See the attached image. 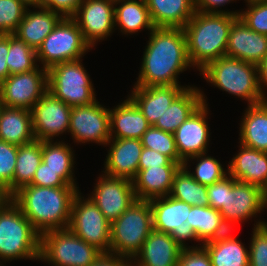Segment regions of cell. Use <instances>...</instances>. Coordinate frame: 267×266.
Instances as JSON below:
<instances>
[{
  "label": "cell",
  "instance_id": "obj_1",
  "mask_svg": "<svg viewBox=\"0 0 267 266\" xmlns=\"http://www.w3.org/2000/svg\"><path fill=\"white\" fill-rule=\"evenodd\" d=\"M189 67L184 29L155 27L150 31L135 86L179 85L178 75Z\"/></svg>",
  "mask_w": 267,
  "mask_h": 266
},
{
  "label": "cell",
  "instance_id": "obj_2",
  "mask_svg": "<svg viewBox=\"0 0 267 266\" xmlns=\"http://www.w3.org/2000/svg\"><path fill=\"white\" fill-rule=\"evenodd\" d=\"M79 187H42L25 185L10 199L40 233L67 229Z\"/></svg>",
  "mask_w": 267,
  "mask_h": 266
},
{
  "label": "cell",
  "instance_id": "obj_3",
  "mask_svg": "<svg viewBox=\"0 0 267 266\" xmlns=\"http://www.w3.org/2000/svg\"><path fill=\"white\" fill-rule=\"evenodd\" d=\"M239 15L196 11L184 26L191 65L202 70L209 62L226 56L229 31Z\"/></svg>",
  "mask_w": 267,
  "mask_h": 266
},
{
  "label": "cell",
  "instance_id": "obj_4",
  "mask_svg": "<svg viewBox=\"0 0 267 266\" xmlns=\"http://www.w3.org/2000/svg\"><path fill=\"white\" fill-rule=\"evenodd\" d=\"M41 234L9 198L0 208V260L40 259Z\"/></svg>",
  "mask_w": 267,
  "mask_h": 266
},
{
  "label": "cell",
  "instance_id": "obj_5",
  "mask_svg": "<svg viewBox=\"0 0 267 266\" xmlns=\"http://www.w3.org/2000/svg\"><path fill=\"white\" fill-rule=\"evenodd\" d=\"M199 72L207 83L209 82L222 91L248 101V105L262 102L258 66L255 64L222 56L209 62Z\"/></svg>",
  "mask_w": 267,
  "mask_h": 266
},
{
  "label": "cell",
  "instance_id": "obj_6",
  "mask_svg": "<svg viewBox=\"0 0 267 266\" xmlns=\"http://www.w3.org/2000/svg\"><path fill=\"white\" fill-rule=\"evenodd\" d=\"M153 230L152 211L147 200L137 199L111 222L110 253L133 260Z\"/></svg>",
  "mask_w": 267,
  "mask_h": 266
},
{
  "label": "cell",
  "instance_id": "obj_7",
  "mask_svg": "<svg viewBox=\"0 0 267 266\" xmlns=\"http://www.w3.org/2000/svg\"><path fill=\"white\" fill-rule=\"evenodd\" d=\"M101 254L68 228L41 234L39 261L52 266H89Z\"/></svg>",
  "mask_w": 267,
  "mask_h": 266
},
{
  "label": "cell",
  "instance_id": "obj_8",
  "mask_svg": "<svg viewBox=\"0 0 267 266\" xmlns=\"http://www.w3.org/2000/svg\"><path fill=\"white\" fill-rule=\"evenodd\" d=\"M82 59L58 63L48 71V91L70 107L90 105L96 101L95 88Z\"/></svg>",
  "mask_w": 267,
  "mask_h": 266
},
{
  "label": "cell",
  "instance_id": "obj_9",
  "mask_svg": "<svg viewBox=\"0 0 267 266\" xmlns=\"http://www.w3.org/2000/svg\"><path fill=\"white\" fill-rule=\"evenodd\" d=\"M90 48L77 22L73 18L63 17L37 49V60L48 70L58 63L82 59Z\"/></svg>",
  "mask_w": 267,
  "mask_h": 266
},
{
  "label": "cell",
  "instance_id": "obj_10",
  "mask_svg": "<svg viewBox=\"0 0 267 266\" xmlns=\"http://www.w3.org/2000/svg\"><path fill=\"white\" fill-rule=\"evenodd\" d=\"M110 228L111 223L94 202L79 192L73 200L68 229L101 253H110Z\"/></svg>",
  "mask_w": 267,
  "mask_h": 266
},
{
  "label": "cell",
  "instance_id": "obj_11",
  "mask_svg": "<svg viewBox=\"0 0 267 266\" xmlns=\"http://www.w3.org/2000/svg\"><path fill=\"white\" fill-rule=\"evenodd\" d=\"M266 206L265 193L260 187L239 182L231 175H226L225 204L219 212L230 230H233L235 224L256 217Z\"/></svg>",
  "mask_w": 267,
  "mask_h": 266
},
{
  "label": "cell",
  "instance_id": "obj_12",
  "mask_svg": "<svg viewBox=\"0 0 267 266\" xmlns=\"http://www.w3.org/2000/svg\"><path fill=\"white\" fill-rule=\"evenodd\" d=\"M153 229L170 234L183 248L185 240L199 241L191 225L186 221L191 210V205L175 199L169 195L149 200Z\"/></svg>",
  "mask_w": 267,
  "mask_h": 266
},
{
  "label": "cell",
  "instance_id": "obj_13",
  "mask_svg": "<svg viewBox=\"0 0 267 266\" xmlns=\"http://www.w3.org/2000/svg\"><path fill=\"white\" fill-rule=\"evenodd\" d=\"M41 68L38 66L29 72L10 75L0 83V97L4 106L32 109L48 91V71Z\"/></svg>",
  "mask_w": 267,
  "mask_h": 266
},
{
  "label": "cell",
  "instance_id": "obj_14",
  "mask_svg": "<svg viewBox=\"0 0 267 266\" xmlns=\"http://www.w3.org/2000/svg\"><path fill=\"white\" fill-rule=\"evenodd\" d=\"M68 132L77 143L106 145L110 140L109 108L97 100L90 105L72 107Z\"/></svg>",
  "mask_w": 267,
  "mask_h": 266
},
{
  "label": "cell",
  "instance_id": "obj_15",
  "mask_svg": "<svg viewBox=\"0 0 267 266\" xmlns=\"http://www.w3.org/2000/svg\"><path fill=\"white\" fill-rule=\"evenodd\" d=\"M71 109L47 91L31 109L35 140L54 141V137L68 132Z\"/></svg>",
  "mask_w": 267,
  "mask_h": 266
},
{
  "label": "cell",
  "instance_id": "obj_16",
  "mask_svg": "<svg viewBox=\"0 0 267 266\" xmlns=\"http://www.w3.org/2000/svg\"><path fill=\"white\" fill-rule=\"evenodd\" d=\"M89 198L111 223L137 200L133 183L122 177L100 175Z\"/></svg>",
  "mask_w": 267,
  "mask_h": 266
},
{
  "label": "cell",
  "instance_id": "obj_17",
  "mask_svg": "<svg viewBox=\"0 0 267 266\" xmlns=\"http://www.w3.org/2000/svg\"><path fill=\"white\" fill-rule=\"evenodd\" d=\"M114 5L115 0H83L72 17L91 49L98 41L107 39L115 29Z\"/></svg>",
  "mask_w": 267,
  "mask_h": 266
},
{
  "label": "cell",
  "instance_id": "obj_18",
  "mask_svg": "<svg viewBox=\"0 0 267 266\" xmlns=\"http://www.w3.org/2000/svg\"><path fill=\"white\" fill-rule=\"evenodd\" d=\"M202 93L203 103L173 133L180 159H187L206 153L209 145V126L207 123L208 104Z\"/></svg>",
  "mask_w": 267,
  "mask_h": 266
},
{
  "label": "cell",
  "instance_id": "obj_19",
  "mask_svg": "<svg viewBox=\"0 0 267 266\" xmlns=\"http://www.w3.org/2000/svg\"><path fill=\"white\" fill-rule=\"evenodd\" d=\"M226 56L258 66L267 56V35L251 30L238 17L229 31Z\"/></svg>",
  "mask_w": 267,
  "mask_h": 266
},
{
  "label": "cell",
  "instance_id": "obj_20",
  "mask_svg": "<svg viewBox=\"0 0 267 266\" xmlns=\"http://www.w3.org/2000/svg\"><path fill=\"white\" fill-rule=\"evenodd\" d=\"M188 87L181 85L134 86L128 97L153 126L172 102Z\"/></svg>",
  "mask_w": 267,
  "mask_h": 266
},
{
  "label": "cell",
  "instance_id": "obj_21",
  "mask_svg": "<svg viewBox=\"0 0 267 266\" xmlns=\"http://www.w3.org/2000/svg\"><path fill=\"white\" fill-rule=\"evenodd\" d=\"M112 142V143H111ZM106 155L105 174L133 180L138 173V164L143 149L140 139H110Z\"/></svg>",
  "mask_w": 267,
  "mask_h": 266
},
{
  "label": "cell",
  "instance_id": "obj_22",
  "mask_svg": "<svg viewBox=\"0 0 267 266\" xmlns=\"http://www.w3.org/2000/svg\"><path fill=\"white\" fill-rule=\"evenodd\" d=\"M181 247L167 233L152 230L140 252L131 262L132 266H178Z\"/></svg>",
  "mask_w": 267,
  "mask_h": 266
},
{
  "label": "cell",
  "instance_id": "obj_23",
  "mask_svg": "<svg viewBox=\"0 0 267 266\" xmlns=\"http://www.w3.org/2000/svg\"><path fill=\"white\" fill-rule=\"evenodd\" d=\"M226 172L237 181L267 189V153L240 144Z\"/></svg>",
  "mask_w": 267,
  "mask_h": 266
},
{
  "label": "cell",
  "instance_id": "obj_24",
  "mask_svg": "<svg viewBox=\"0 0 267 266\" xmlns=\"http://www.w3.org/2000/svg\"><path fill=\"white\" fill-rule=\"evenodd\" d=\"M110 139H141L151 126L136 104L128 97L109 109Z\"/></svg>",
  "mask_w": 267,
  "mask_h": 266
},
{
  "label": "cell",
  "instance_id": "obj_25",
  "mask_svg": "<svg viewBox=\"0 0 267 266\" xmlns=\"http://www.w3.org/2000/svg\"><path fill=\"white\" fill-rule=\"evenodd\" d=\"M32 11L27 8L23 20L19 23L14 35L24 41L35 51L41 46L43 40L53 31L58 22L63 18L60 14L50 9L37 7Z\"/></svg>",
  "mask_w": 267,
  "mask_h": 266
},
{
  "label": "cell",
  "instance_id": "obj_26",
  "mask_svg": "<svg viewBox=\"0 0 267 266\" xmlns=\"http://www.w3.org/2000/svg\"><path fill=\"white\" fill-rule=\"evenodd\" d=\"M180 166L148 167L138 170L132 180L137 199L151 200L170 194L173 177Z\"/></svg>",
  "mask_w": 267,
  "mask_h": 266
},
{
  "label": "cell",
  "instance_id": "obj_27",
  "mask_svg": "<svg viewBox=\"0 0 267 266\" xmlns=\"http://www.w3.org/2000/svg\"><path fill=\"white\" fill-rule=\"evenodd\" d=\"M155 27L184 28L196 12L194 0H145Z\"/></svg>",
  "mask_w": 267,
  "mask_h": 266
},
{
  "label": "cell",
  "instance_id": "obj_28",
  "mask_svg": "<svg viewBox=\"0 0 267 266\" xmlns=\"http://www.w3.org/2000/svg\"><path fill=\"white\" fill-rule=\"evenodd\" d=\"M0 140L16 146L34 141L31 110L4 106L0 114Z\"/></svg>",
  "mask_w": 267,
  "mask_h": 266
},
{
  "label": "cell",
  "instance_id": "obj_29",
  "mask_svg": "<svg viewBox=\"0 0 267 266\" xmlns=\"http://www.w3.org/2000/svg\"><path fill=\"white\" fill-rule=\"evenodd\" d=\"M240 124V144L267 153V102L248 105Z\"/></svg>",
  "mask_w": 267,
  "mask_h": 266
},
{
  "label": "cell",
  "instance_id": "obj_30",
  "mask_svg": "<svg viewBox=\"0 0 267 266\" xmlns=\"http://www.w3.org/2000/svg\"><path fill=\"white\" fill-rule=\"evenodd\" d=\"M230 232L202 244L212 266H249V250Z\"/></svg>",
  "mask_w": 267,
  "mask_h": 266
},
{
  "label": "cell",
  "instance_id": "obj_31",
  "mask_svg": "<svg viewBox=\"0 0 267 266\" xmlns=\"http://www.w3.org/2000/svg\"><path fill=\"white\" fill-rule=\"evenodd\" d=\"M201 92L198 87L186 88L153 126L173 134L203 103Z\"/></svg>",
  "mask_w": 267,
  "mask_h": 266
},
{
  "label": "cell",
  "instance_id": "obj_32",
  "mask_svg": "<svg viewBox=\"0 0 267 266\" xmlns=\"http://www.w3.org/2000/svg\"><path fill=\"white\" fill-rule=\"evenodd\" d=\"M114 6L115 26L120 27L122 33L128 35L155 28L145 0H115Z\"/></svg>",
  "mask_w": 267,
  "mask_h": 266
},
{
  "label": "cell",
  "instance_id": "obj_33",
  "mask_svg": "<svg viewBox=\"0 0 267 266\" xmlns=\"http://www.w3.org/2000/svg\"><path fill=\"white\" fill-rule=\"evenodd\" d=\"M186 221L191 225L199 242L214 240L231 231L218 210L210 206H192Z\"/></svg>",
  "mask_w": 267,
  "mask_h": 266
},
{
  "label": "cell",
  "instance_id": "obj_34",
  "mask_svg": "<svg viewBox=\"0 0 267 266\" xmlns=\"http://www.w3.org/2000/svg\"><path fill=\"white\" fill-rule=\"evenodd\" d=\"M188 167L183 165L176 171L169 196L191 206H209L207 186L194 180Z\"/></svg>",
  "mask_w": 267,
  "mask_h": 266
},
{
  "label": "cell",
  "instance_id": "obj_35",
  "mask_svg": "<svg viewBox=\"0 0 267 266\" xmlns=\"http://www.w3.org/2000/svg\"><path fill=\"white\" fill-rule=\"evenodd\" d=\"M42 162V141L34 140L18 146L13 176V193L32 182L35 171Z\"/></svg>",
  "mask_w": 267,
  "mask_h": 266
},
{
  "label": "cell",
  "instance_id": "obj_36",
  "mask_svg": "<svg viewBox=\"0 0 267 266\" xmlns=\"http://www.w3.org/2000/svg\"><path fill=\"white\" fill-rule=\"evenodd\" d=\"M37 62L36 51L16 35L9 34V49L6 59L9 74L13 75L32 71L39 66Z\"/></svg>",
  "mask_w": 267,
  "mask_h": 266
},
{
  "label": "cell",
  "instance_id": "obj_37",
  "mask_svg": "<svg viewBox=\"0 0 267 266\" xmlns=\"http://www.w3.org/2000/svg\"><path fill=\"white\" fill-rule=\"evenodd\" d=\"M72 150L62 141H42V162L53 171H74L75 154Z\"/></svg>",
  "mask_w": 267,
  "mask_h": 266
},
{
  "label": "cell",
  "instance_id": "obj_38",
  "mask_svg": "<svg viewBox=\"0 0 267 266\" xmlns=\"http://www.w3.org/2000/svg\"><path fill=\"white\" fill-rule=\"evenodd\" d=\"M140 140L143 147L164 154L173 162H177L180 166H183L184 162L179 157L174 135L172 133L165 132L155 126H150Z\"/></svg>",
  "mask_w": 267,
  "mask_h": 266
},
{
  "label": "cell",
  "instance_id": "obj_39",
  "mask_svg": "<svg viewBox=\"0 0 267 266\" xmlns=\"http://www.w3.org/2000/svg\"><path fill=\"white\" fill-rule=\"evenodd\" d=\"M207 153H202L196 156H193L187 159L183 165H189L190 162L196 160L198 163L195 166V171L189 173L192 175V178L202 185L209 186L217 181L221 180L228 173L225 172L222 164L215 159L214 157L207 156ZM207 156V157H206Z\"/></svg>",
  "mask_w": 267,
  "mask_h": 266
},
{
  "label": "cell",
  "instance_id": "obj_40",
  "mask_svg": "<svg viewBox=\"0 0 267 266\" xmlns=\"http://www.w3.org/2000/svg\"><path fill=\"white\" fill-rule=\"evenodd\" d=\"M18 146L0 140V187L10 197L13 194V176Z\"/></svg>",
  "mask_w": 267,
  "mask_h": 266
},
{
  "label": "cell",
  "instance_id": "obj_41",
  "mask_svg": "<svg viewBox=\"0 0 267 266\" xmlns=\"http://www.w3.org/2000/svg\"><path fill=\"white\" fill-rule=\"evenodd\" d=\"M73 171H53L41 162L30 185L42 187H77Z\"/></svg>",
  "mask_w": 267,
  "mask_h": 266
},
{
  "label": "cell",
  "instance_id": "obj_42",
  "mask_svg": "<svg viewBox=\"0 0 267 266\" xmlns=\"http://www.w3.org/2000/svg\"><path fill=\"white\" fill-rule=\"evenodd\" d=\"M27 8L19 0H0V33L14 34Z\"/></svg>",
  "mask_w": 267,
  "mask_h": 266
},
{
  "label": "cell",
  "instance_id": "obj_43",
  "mask_svg": "<svg viewBox=\"0 0 267 266\" xmlns=\"http://www.w3.org/2000/svg\"><path fill=\"white\" fill-rule=\"evenodd\" d=\"M249 246V266H267V222L254 224Z\"/></svg>",
  "mask_w": 267,
  "mask_h": 266
},
{
  "label": "cell",
  "instance_id": "obj_44",
  "mask_svg": "<svg viewBox=\"0 0 267 266\" xmlns=\"http://www.w3.org/2000/svg\"><path fill=\"white\" fill-rule=\"evenodd\" d=\"M246 11L239 13V18L253 31L267 35V0L247 2Z\"/></svg>",
  "mask_w": 267,
  "mask_h": 266
},
{
  "label": "cell",
  "instance_id": "obj_45",
  "mask_svg": "<svg viewBox=\"0 0 267 266\" xmlns=\"http://www.w3.org/2000/svg\"><path fill=\"white\" fill-rule=\"evenodd\" d=\"M178 266H212L207 250L202 246L186 247L180 252Z\"/></svg>",
  "mask_w": 267,
  "mask_h": 266
},
{
  "label": "cell",
  "instance_id": "obj_46",
  "mask_svg": "<svg viewBox=\"0 0 267 266\" xmlns=\"http://www.w3.org/2000/svg\"><path fill=\"white\" fill-rule=\"evenodd\" d=\"M162 166H180L177 162H173L168 156L161 154L155 150L143 147L138 170L147 169L148 167Z\"/></svg>",
  "mask_w": 267,
  "mask_h": 266
},
{
  "label": "cell",
  "instance_id": "obj_47",
  "mask_svg": "<svg viewBox=\"0 0 267 266\" xmlns=\"http://www.w3.org/2000/svg\"><path fill=\"white\" fill-rule=\"evenodd\" d=\"M209 206L215 210H220L225 204L226 198V176L221 180L207 186Z\"/></svg>",
  "mask_w": 267,
  "mask_h": 266
},
{
  "label": "cell",
  "instance_id": "obj_48",
  "mask_svg": "<svg viewBox=\"0 0 267 266\" xmlns=\"http://www.w3.org/2000/svg\"><path fill=\"white\" fill-rule=\"evenodd\" d=\"M234 0H194L195 10L204 13H227L233 15H239L240 11H225V10H218L220 6H224L229 4Z\"/></svg>",
  "mask_w": 267,
  "mask_h": 266
},
{
  "label": "cell",
  "instance_id": "obj_49",
  "mask_svg": "<svg viewBox=\"0 0 267 266\" xmlns=\"http://www.w3.org/2000/svg\"><path fill=\"white\" fill-rule=\"evenodd\" d=\"M82 2L83 0H54V12L62 17L72 18Z\"/></svg>",
  "mask_w": 267,
  "mask_h": 266
},
{
  "label": "cell",
  "instance_id": "obj_50",
  "mask_svg": "<svg viewBox=\"0 0 267 266\" xmlns=\"http://www.w3.org/2000/svg\"><path fill=\"white\" fill-rule=\"evenodd\" d=\"M131 260L112 253H102L89 266H131Z\"/></svg>",
  "mask_w": 267,
  "mask_h": 266
},
{
  "label": "cell",
  "instance_id": "obj_51",
  "mask_svg": "<svg viewBox=\"0 0 267 266\" xmlns=\"http://www.w3.org/2000/svg\"><path fill=\"white\" fill-rule=\"evenodd\" d=\"M9 49V34L0 37V83H2L9 74V68L6 63Z\"/></svg>",
  "mask_w": 267,
  "mask_h": 266
},
{
  "label": "cell",
  "instance_id": "obj_52",
  "mask_svg": "<svg viewBox=\"0 0 267 266\" xmlns=\"http://www.w3.org/2000/svg\"><path fill=\"white\" fill-rule=\"evenodd\" d=\"M258 75H259V89L262 96V102H267V96L264 93V87H267V56L258 65Z\"/></svg>",
  "mask_w": 267,
  "mask_h": 266
},
{
  "label": "cell",
  "instance_id": "obj_53",
  "mask_svg": "<svg viewBox=\"0 0 267 266\" xmlns=\"http://www.w3.org/2000/svg\"><path fill=\"white\" fill-rule=\"evenodd\" d=\"M37 7L47 8L54 12V0H37Z\"/></svg>",
  "mask_w": 267,
  "mask_h": 266
},
{
  "label": "cell",
  "instance_id": "obj_54",
  "mask_svg": "<svg viewBox=\"0 0 267 266\" xmlns=\"http://www.w3.org/2000/svg\"><path fill=\"white\" fill-rule=\"evenodd\" d=\"M9 198L10 197L6 194V192L0 187V208Z\"/></svg>",
  "mask_w": 267,
  "mask_h": 266
},
{
  "label": "cell",
  "instance_id": "obj_55",
  "mask_svg": "<svg viewBox=\"0 0 267 266\" xmlns=\"http://www.w3.org/2000/svg\"><path fill=\"white\" fill-rule=\"evenodd\" d=\"M24 3L27 7L37 8V0H19Z\"/></svg>",
  "mask_w": 267,
  "mask_h": 266
},
{
  "label": "cell",
  "instance_id": "obj_56",
  "mask_svg": "<svg viewBox=\"0 0 267 266\" xmlns=\"http://www.w3.org/2000/svg\"><path fill=\"white\" fill-rule=\"evenodd\" d=\"M3 107H4V104L2 103L1 97H0V114H1V111H2Z\"/></svg>",
  "mask_w": 267,
  "mask_h": 266
},
{
  "label": "cell",
  "instance_id": "obj_57",
  "mask_svg": "<svg viewBox=\"0 0 267 266\" xmlns=\"http://www.w3.org/2000/svg\"><path fill=\"white\" fill-rule=\"evenodd\" d=\"M265 193V197H266V200H267V189L264 191Z\"/></svg>",
  "mask_w": 267,
  "mask_h": 266
}]
</instances>
